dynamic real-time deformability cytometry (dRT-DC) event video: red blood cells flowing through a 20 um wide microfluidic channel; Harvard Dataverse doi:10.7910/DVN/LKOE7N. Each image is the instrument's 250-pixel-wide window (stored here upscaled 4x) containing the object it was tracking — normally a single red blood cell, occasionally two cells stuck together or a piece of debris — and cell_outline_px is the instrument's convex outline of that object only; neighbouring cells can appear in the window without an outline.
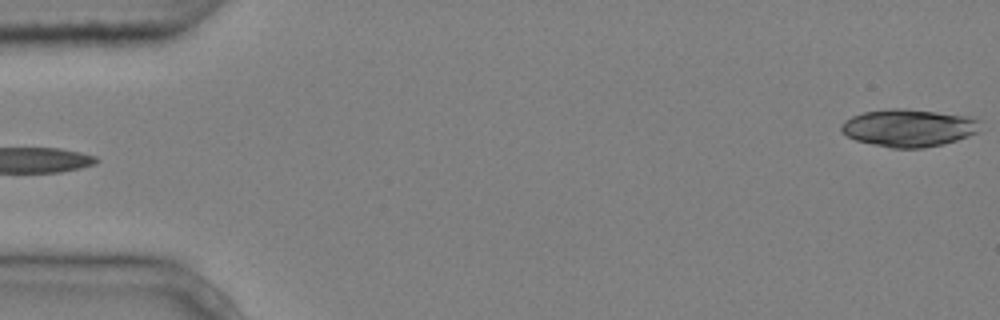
{"species": "common noctule bat (a hibernating species)", "species_latin": "Nyctalus noctula", "temperature_condition": "cold", "stored_images_in_passage": 6, "camera_frame_rate_fps": 3000, "um_per_image_px": 0.085, "animal": {"sex": "male", "body_mass_g": 20.4}, "frame": {"image": 1, "passage_image": 6, "time_ms": 1.667, "image_size_px": [1000, 320], "cell_outline_px": [[984, 120], [980, 132], [944, 144], [924, 148], [892, 148], [872, 144], [856, 140], [840, 132], [840, 124], [844, 120], [852, 116], [864, 112], [892, 108], [904, 108], [972, 116]], "centroid_in_image_um": [77.3, 10.86], "position_along_channel_um": 7.7, "area_um2": 30.98}}